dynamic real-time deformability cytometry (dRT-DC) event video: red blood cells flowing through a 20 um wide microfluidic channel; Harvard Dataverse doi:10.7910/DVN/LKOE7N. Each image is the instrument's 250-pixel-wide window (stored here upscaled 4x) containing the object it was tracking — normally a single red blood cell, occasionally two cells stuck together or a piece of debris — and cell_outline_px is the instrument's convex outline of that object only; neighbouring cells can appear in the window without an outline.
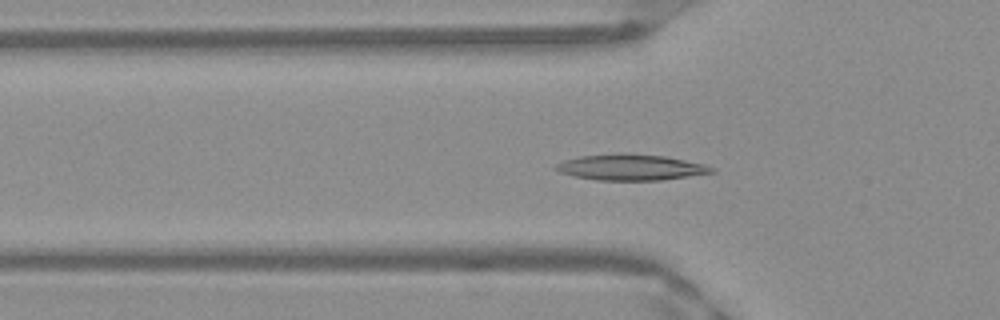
{"species": "Egyptian fruit bat (a non-hibernating species)", "species_latin": "Rousettus aegyptiacus", "temperature_condition": "warm", "stored_images_in_passage": 48, "camera_frame_rate_fps": 3000, "um_per_image_px": 0.085, "frame": {"image": 1, "passage_image": 14, "time_ms": 4.333, "image_size_px": [1000, 320], "cell_outline_px": [[716, 172], [660, 180], [596, 180], [572, 176], [560, 172], [552, 168], [556, 164], [564, 160], [580, 156], [616, 152], [628, 152], [664, 156], [704, 164], [716, 168]], "centroid_in_image_um": [53.58, 14.2], "position_along_channel_um": 72.2, "area_um2": 23.87}}
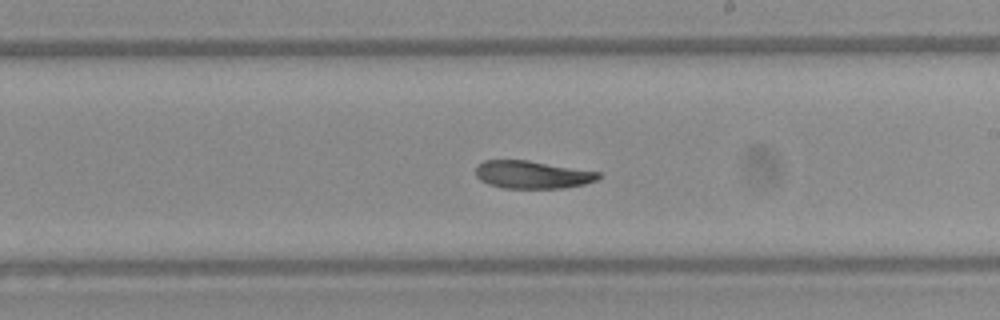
{"frame": {"image": 2, "passage_image": 27, "time_ms": 8.667, "image_size_px": [1000, 320], "cell_outline_px": [[600, 176], [596, 180], [584, 184], [564, 188], [504, 188], [488, 184], [480, 180], [476, 176], [476, 164], [484, 160], [528, 160], [600, 172]], "centroid_in_image_um": [45.21, 14.84], "position_along_channel_um": 243.8, "area_um2": 19.88}}
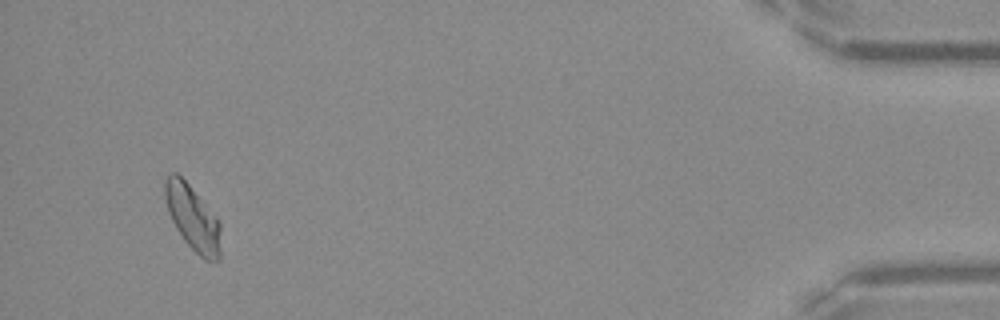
{"frame": {"image": 3, "passage_image": 46, "time_ms": 15.0, "image_size_px": [1000, 320], "cell_outline_px": [[220, 260], [204, 260], [184, 240], [176, 228], [168, 212], [164, 196], [164, 180], [172, 172], [176, 172], [188, 184], [220, 220]], "centroid_in_image_um": [16.38, 18.52], "position_along_channel_um": 418.8, "area_um2": 21.04}}